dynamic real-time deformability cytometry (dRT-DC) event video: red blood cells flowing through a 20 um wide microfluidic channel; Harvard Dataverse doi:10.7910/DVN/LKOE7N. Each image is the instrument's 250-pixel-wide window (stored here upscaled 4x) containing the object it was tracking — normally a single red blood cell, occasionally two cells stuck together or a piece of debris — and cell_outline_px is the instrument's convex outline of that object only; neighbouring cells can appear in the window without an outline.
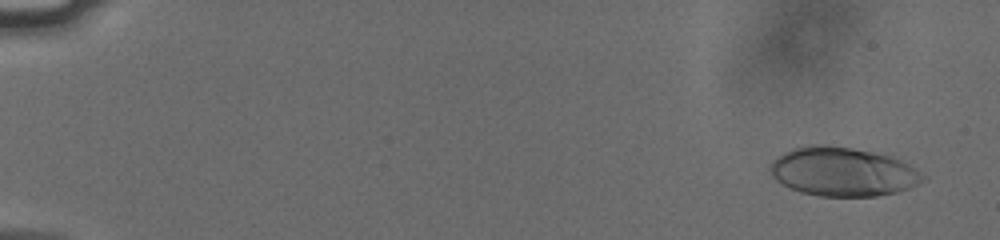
{"species": "human", "species_latin": "Homo sapiens", "temperature_condition": "cold", "stored_images_in_passage": 51, "camera_frame_rate_fps": 3000, "um_per_image_px": 0.085, "donor": {"sex": "male"}, "frame": {"image": 1, "passage_image": 3, "time_ms": 0.667, "image_size_px": [1000, 240], "cell_outline_px": [[924, 180], [908, 188], [896, 192], [876, 196], [820, 196], [800, 192], [776, 180], [772, 176], [768, 168], [772, 160], [784, 152], [792, 148], [812, 144], [820, 144], [852, 148], [892, 156], [908, 164], [924, 176]], "centroid_in_image_um": [71.59, 14.59], "position_along_channel_um": 13.4, "area_um2": 43.29}}
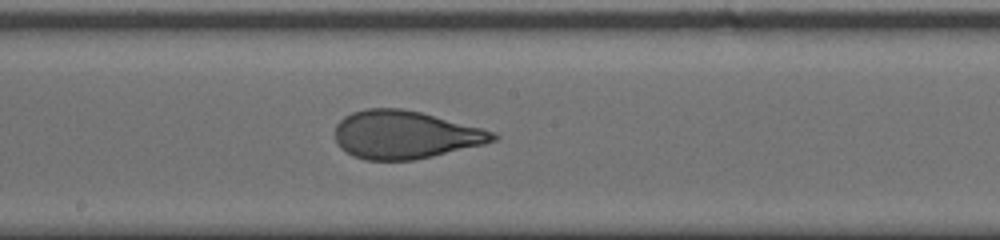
{"frame": {"image": 2, "passage_image": 32, "time_ms": 10.333, "image_size_px": [1000, 240], "cell_outline_px": [[500, 136], [496, 140], [484, 144], [432, 156], [412, 160], [364, 160], [352, 156], [340, 148], [336, 140], [336, 124], [344, 116], [352, 112], [368, 108], [400, 108], [420, 112], [496, 132]], "centroid_in_image_um": [34.41, 11.46], "position_along_channel_um": 213.8, "area_um2": 44.04}}
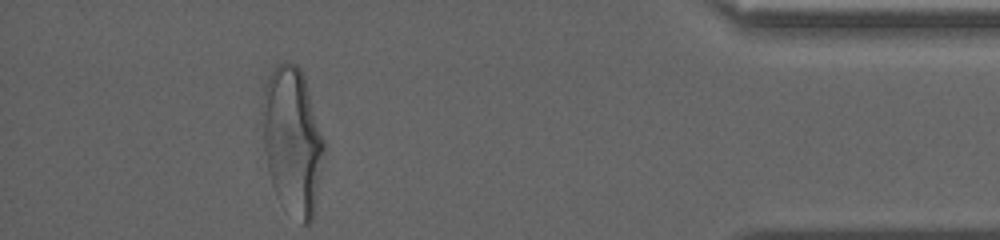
{"frame": {"image": 3, "passage_image": 51, "time_ms": 16.667, "image_size_px": [1000, 240], "cell_outline_px": [[324, 148], [312, 220], [308, 224], [300, 224], [280, 204], [276, 196], [272, 184], [268, 168], [264, 148], [264, 88], [268, 76], [276, 64], [284, 60], [296, 64], [300, 68], [304, 76], [324, 140]], "centroid_in_image_um": [24.85, 11.96], "position_along_channel_um": 410.4, "area_um2": 52.19}, "authors_computed_cell_mechanics": {"area_um2": 43.6968, "velocity_mm_per_s": 3.7962, "shape_relaxation_time_tau1_ms": 4.3825, "shape_relaxation_time_tau2_ms": 0.7297, "deformation_change_tau1": 0.1883, "deformation_change_tau2": 0.076}}